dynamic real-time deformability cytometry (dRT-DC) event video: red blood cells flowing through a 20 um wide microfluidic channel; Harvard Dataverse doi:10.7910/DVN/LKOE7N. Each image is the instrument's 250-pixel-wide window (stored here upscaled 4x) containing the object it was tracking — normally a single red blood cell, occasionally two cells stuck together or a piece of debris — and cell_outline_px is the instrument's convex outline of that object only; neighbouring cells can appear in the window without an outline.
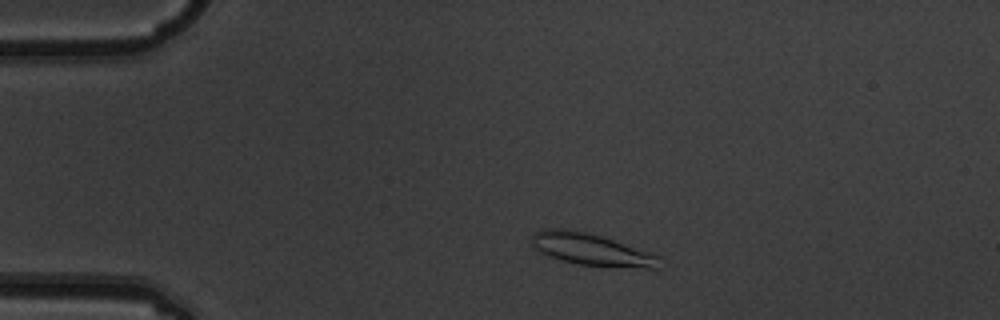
{"species": "common noctule bat (a hibernating species)", "species_latin": "Nyctalus noctula", "temperature_condition": "warm", "stored_images_in_passage": 7, "camera_frame_rate_fps": 3000, "um_per_image_px": 0.085, "animal": {"sex": "male", "body_mass_g": 19.5, "forearm_length_mm": 54.6}, "frame": {"image": 1, "passage_image": 2, "time_ms": 0.333, "image_size_px": [1000, 320], "cell_outline_px": [[660, 268], [644, 268], [576, 264], [540, 252], [532, 244], [532, 236], [540, 228], [572, 228], [588, 232], [656, 252], [660, 256]], "centroid_in_image_um": [50.35, 21.18], "position_along_channel_um": 34.7, "area_um2": 24.16}}
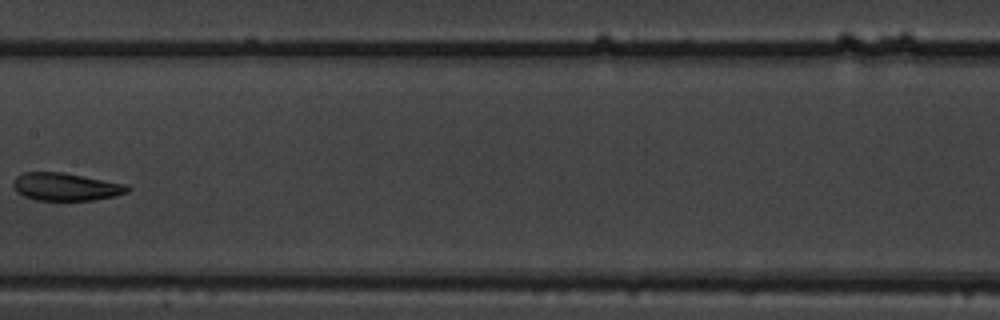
{"frame": {"image": 2, "passage_image": 6, "time_ms": 1.667, "image_size_px": [1000, 320], "cell_outline_px": [[132, 188], [128, 192], [116, 196], [92, 200], [36, 200], [24, 196], [16, 192], [12, 184], [12, 180], [16, 176], [24, 172], [64, 172], [128, 184]], "centroid_in_image_um": [5.61, 15.87], "position_along_channel_um": 201.8, "area_um2": 18.79}}
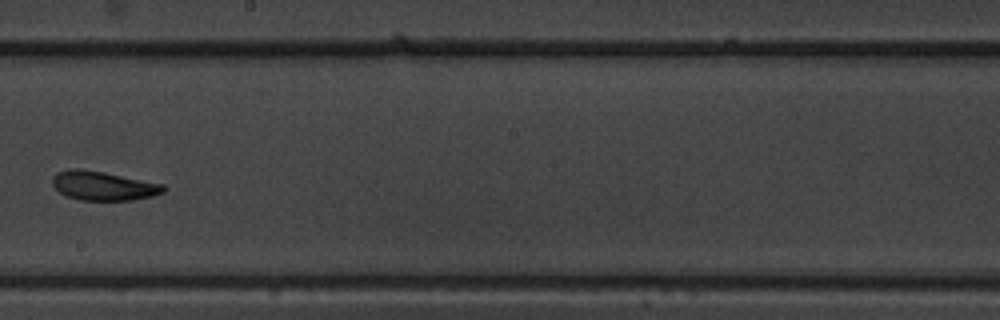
{"frame": {"image": 3, "passage_image": 7, "time_ms": 2.0, "image_size_px": [1000, 320], "cell_outline_px": [[168, 188], [164, 192], [152, 196], [132, 200], [80, 200], [68, 196], [60, 192], [52, 184], [52, 176], [56, 172], [68, 168], [76, 168], [104, 172], [164, 184]], "centroid_in_image_um": [8.78, 15.78], "position_along_channel_um": 239.4, "area_um2": 18.9}}